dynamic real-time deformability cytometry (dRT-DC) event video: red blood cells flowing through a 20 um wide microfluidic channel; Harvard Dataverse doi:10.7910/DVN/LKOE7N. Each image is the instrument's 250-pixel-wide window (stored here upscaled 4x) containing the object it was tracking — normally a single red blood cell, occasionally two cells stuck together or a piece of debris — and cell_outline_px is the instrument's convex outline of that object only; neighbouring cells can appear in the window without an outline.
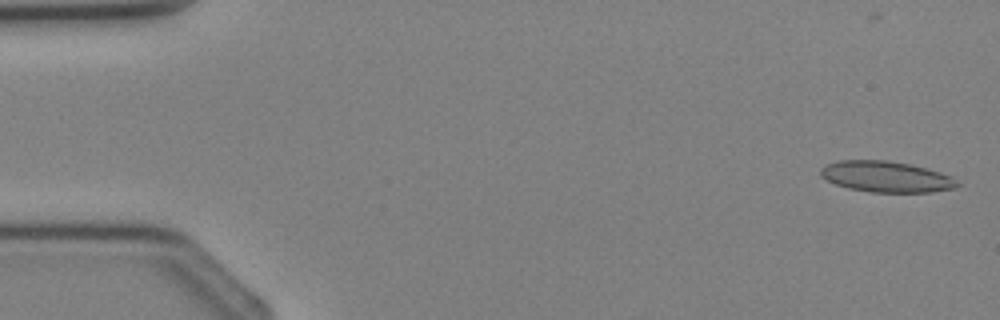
{"species": "Egyptian fruit bat (a non-hibernating species)", "species_latin": "Rousettus aegyptiacus", "temperature_condition": "cold", "stored_images_in_passage": 3, "camera_frame_rate_fps": 3000, "um_per_image_px": 0.085, "animal": {"sex": "female"}, "frame": {"image": 1, "passage_image": 1, "time_ms": 0.0, "image_size_px": [1000, 320], "cell_outline_px": [[960, 184], [956, 188], [932, 192], [872, 192], [848, 188], [836, 184], [820, 176], [820, 168], [828, 164], [840, 160], [888, 160], [908, 164], [940, 172], [952, 176]], "centroid_in_image_um": [75.34, 15.02], "position_along_channel_um": 9.7, "area_um2": 24.57}}
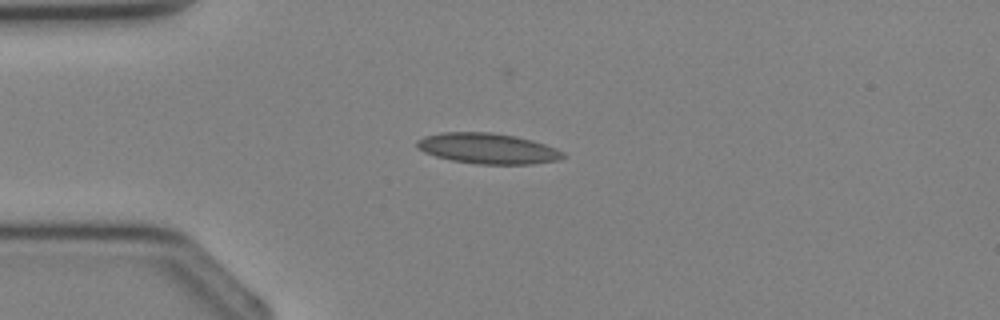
{"frame": {"image": 2, "passage_image": 3, "time_ms": 2.667, "image_size_px": [1000, 320], "cell_outline_px": [[568, 156], [560, 160], [532, 164], [476, 164], [452, 160], [436, 156], [424, 152], [416, 148], [416, 140], [424, 136], [440, 132], [492, 132], [516, 136], [532, 140], [556, 148], [564, 152]], "centroid_in_image_um": [41.47, 12.62], "position_along_channel_um": 43.5, "area_um2": 26.3}}